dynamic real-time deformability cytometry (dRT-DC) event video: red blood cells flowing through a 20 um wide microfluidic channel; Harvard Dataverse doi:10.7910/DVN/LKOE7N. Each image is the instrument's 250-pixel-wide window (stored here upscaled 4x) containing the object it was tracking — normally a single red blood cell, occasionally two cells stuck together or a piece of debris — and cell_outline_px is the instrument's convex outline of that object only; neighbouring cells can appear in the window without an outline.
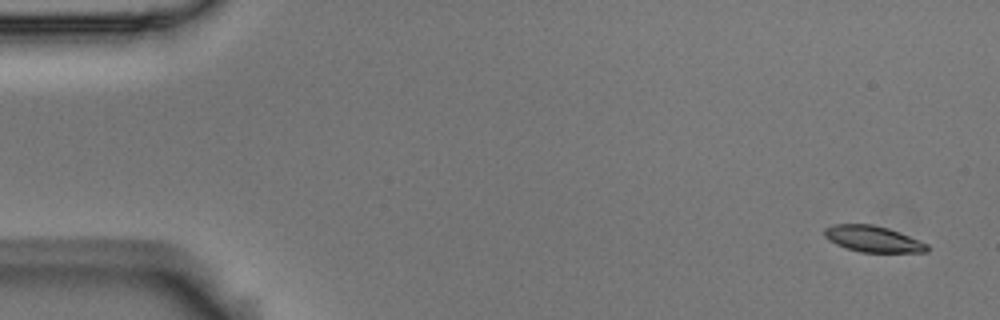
{"species": "Egyptian fruit bat (a non-hibernating species)", "species_latin": "Rousettus aegyptiacus", "temperature_condition": "room temperature", "stored_images_in_passage": 4, "camera_frame_rate_fps": 3000, "um_per_image_px": 0.085, "animal": {"sex": "male"}, "frame": {"image": 1, "passage_image": 1, "time_ms": 0.0, "image_size_px": [1000, 320], "cell_outline_px": [[928, 252], [860, 252], [844, 248], [828, 240], [824, 236], [824, 228], [832, 224], [872, 224], [888, 228], [900, 232], [928, 244]], "centroid_in_image_um": [74.17, 20.31], "position_along_channel_um": 10.8, "area_um2": 15.78}}